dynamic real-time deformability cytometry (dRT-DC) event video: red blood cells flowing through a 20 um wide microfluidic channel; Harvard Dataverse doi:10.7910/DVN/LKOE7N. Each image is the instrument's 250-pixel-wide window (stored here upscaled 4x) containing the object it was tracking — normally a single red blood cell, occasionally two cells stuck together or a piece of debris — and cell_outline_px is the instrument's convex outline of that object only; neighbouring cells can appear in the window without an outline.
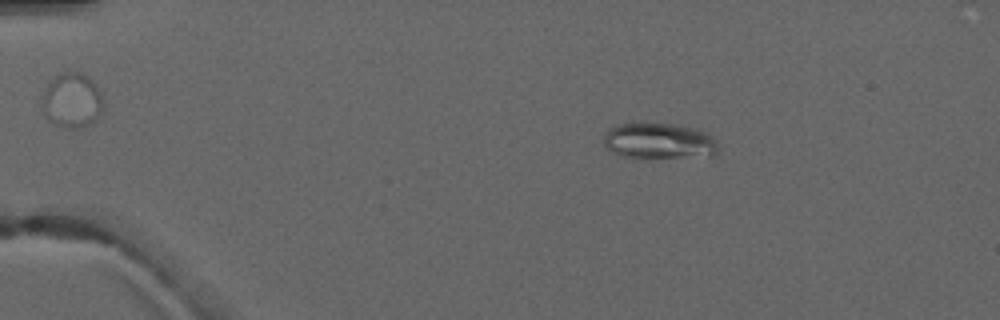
{"species": "common noctule bat (a hibernating species)", "species_latin": "Nyctalus noctula", "temperature_condition": "warm", "stored_images_in_passage": 4, "camera_frame_rate_fps": 3000, "um_per_image_px": 0.085, "animal": {"sex": "male", "forearm_length_mm": 52.5}, "frame": {"image": 1, "passage_image": 2, "time_ms": 1.0, "image_size_px": [1000, 320], "cell_outline_px": [[720, 148], [712, 156], [620, 156], [612, 152], [604, 144], [604, 132], [608, 128], [616, 124], [672, 124], [696, 128], [708, 132], [716, 140]], "centroid_in_image_um": [56.04, 11.96], "position_along_channel_um": 29.0, "area_um2": 23.58}}